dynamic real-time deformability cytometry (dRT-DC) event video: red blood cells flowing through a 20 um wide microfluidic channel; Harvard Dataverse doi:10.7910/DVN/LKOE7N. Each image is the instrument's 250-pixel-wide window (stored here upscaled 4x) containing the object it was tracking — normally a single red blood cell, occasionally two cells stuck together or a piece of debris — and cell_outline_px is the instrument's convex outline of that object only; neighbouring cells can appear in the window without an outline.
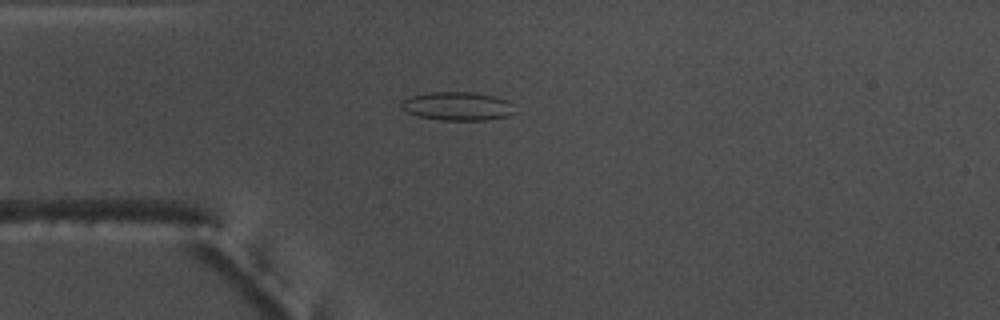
{"species": "common noctule bat (a hibernating species)", "species_latin": "Nyctalus noctula", "temperature_condition": "warm", "stored_images_in_passage": 54, "camera_frame_rate_fps": 3000, "um_per_image_px": 0.085, "animal": {"sex": "male", "body_mass_g": 17.5, "forearm_length_mm": 52.3}, "frame": {"image": 1, "passage_image": 14, "time_ms": 4.333, "image_size_px": [1000, 320], "cell_outline_px": [[516, 112], [508, 116], [484, 120], [440, 120], [420, 116], [408, 112], [400, 108], [400, 104], [404, 100], [412, 96], [432, 92], [472, 92], [492, 96], [508, 100], [512, 104]], "centroid_in_image_um": [38.91, 9.03], "position_along_channel_um": 46.1, "area_um2": 18.73}}
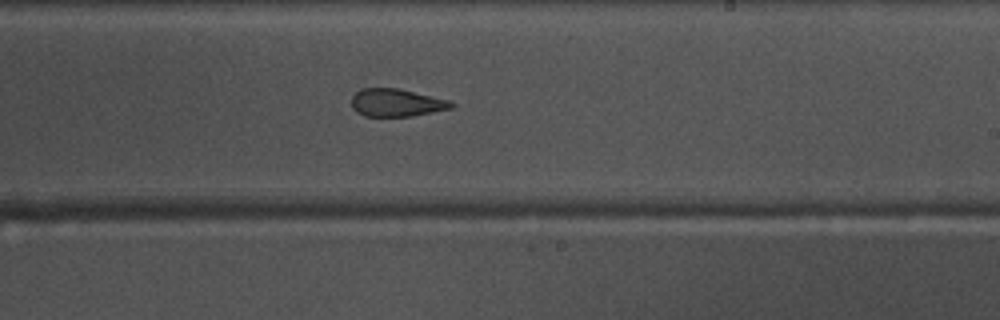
{"frame": {"image": 2, "passage_image": 32, "time_ms": 10.333, "image_size_px": [1000, 320], "cell_outline_px": [[456, 104], [452, 108], [412, 116], [364, 116], [356, 112], [352, 108], [352, 96], [360, 88], [400, 88], [448, 100]], "centroid_in_image_um": [33.68, 8.72], "position_along_channel_um": 255.3, "area_um2": 16.18}}
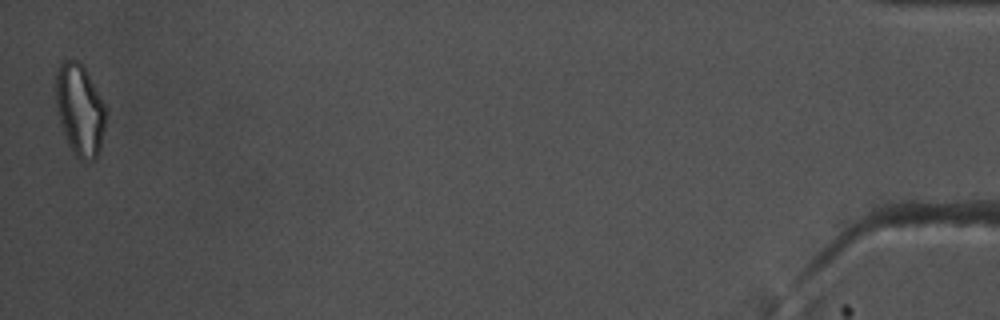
{"frame": {"image": 3, "passage_image": 54, "time_ms": 17.667, "image_size_px": [1000, 320], "cell_outline_px": [[104, 128], [100, 148], [96, 160], [80, 160], [72, 152], [68, 144], [60, 124], [56, 104], [56, 72], [60, 64], [64, 60], [76, 60], [84, 68], [104, 104]], "centroid_in_image_um": [6.76, 9.37], "position_along_channel_um": 428.4, "area_um2": 26.18}, "authors_computed_cell_mechanics": {"area_um2": 18.7272, "velocity_mm_per_s": 3.7168, "shape_relaxation_time_tau1_ms": null, "shape_relaxation_time_tau2_ms": 1.9608, "deformation_change_tau1": null, "deformation_change_tau2": 0.0902}}